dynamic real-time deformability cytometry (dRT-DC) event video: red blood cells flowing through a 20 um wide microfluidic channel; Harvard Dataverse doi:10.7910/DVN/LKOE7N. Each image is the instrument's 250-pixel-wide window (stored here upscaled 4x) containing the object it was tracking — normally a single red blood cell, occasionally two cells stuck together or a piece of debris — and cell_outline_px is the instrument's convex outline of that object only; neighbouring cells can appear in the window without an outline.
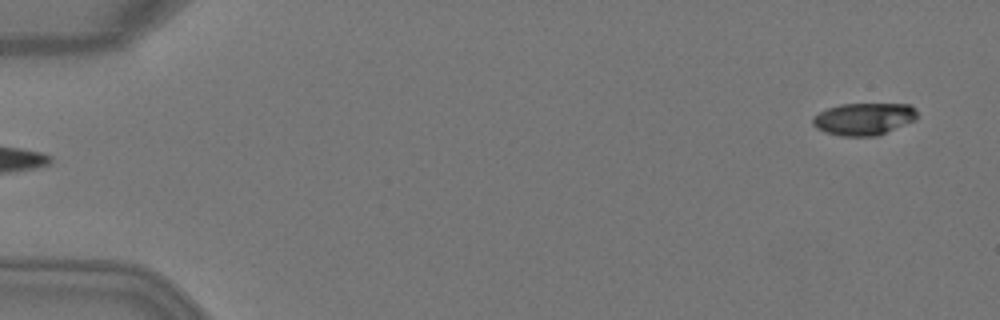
{"species": "Egyptian fruit bat (a non-hibernating species)", "species_latin": "Rousettus aegyptiacus", "temperature_condition": "warm", "stored_images_in_passage": 3, "segment_of_instrument_passage": [2, 2], "camera_frame_rate_fps": 3000, "um_per_image_px": 0.085, "animal": {"sex": "female"}, "frame": {"image": 1, "passage_image": 3, "time_ms": 0.667, "image_size_px": [1000, 320], "cell_outline_px": [[916, 120], [876, 136], [840, 136], [824, 132], [816, 128], [812, 124], [812, 116], [828, 108], [840, 104], [912, 104], [916, 108]], "centroid_in_image_um": [73.41, 10.11], "position_along_channel_um": 11.6, "area_um2": 19.71}}